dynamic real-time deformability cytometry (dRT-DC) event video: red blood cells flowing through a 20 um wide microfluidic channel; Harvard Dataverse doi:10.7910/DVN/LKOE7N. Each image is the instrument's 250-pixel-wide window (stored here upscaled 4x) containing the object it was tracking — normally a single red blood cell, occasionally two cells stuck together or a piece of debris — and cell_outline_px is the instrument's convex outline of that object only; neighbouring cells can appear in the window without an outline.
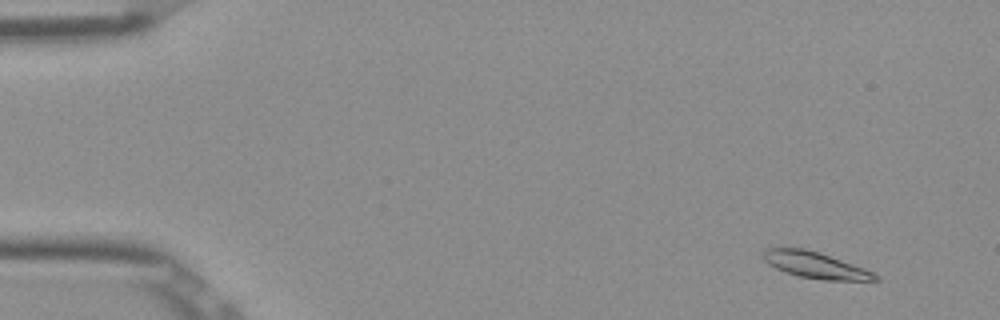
{"species": "Egyptian fruit bat (a non-hibernating species)", "species_latin": "Rousettus aegyptiacus", "temperature_condition": "room temperature", "stored_images_in_passage": 53, "camera_frame_rate_fps": 3000, "um_per_image_px": 0.085, "frame": {"image": 1, "passage_image": 4, "time_ms": 1.0, "image_size_px": [1000, 320], "cell_outline_px": [[880, 280], [824, 280], [800, 276], [776, 268], [768, 264], [764, 260], [764, 248], [804, 248], [864, 268], [880, 276]], "centroid_in_image_um": [69.3, 22.54], "position_along_channel_um": 15.7, "area_um2": 16.65}}
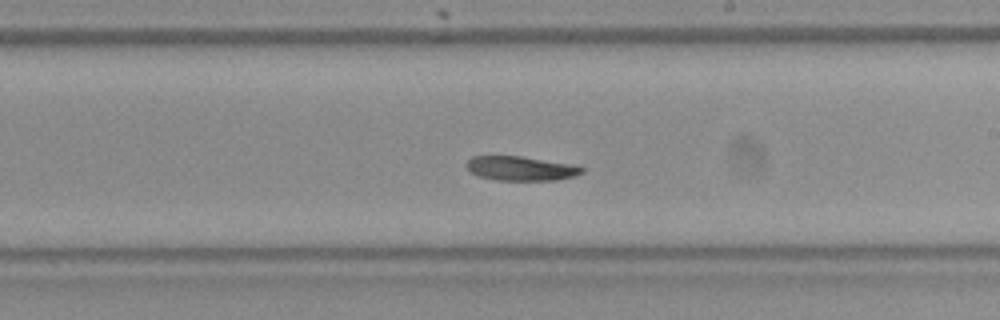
{"frame": {"image": 2, "passage_image": 31, "time_ms": 10.0, "image_size_px": [1000, 320], "cell_outline_px": [[584, 172], [572, 176], [556, 180], [496, 180], [480, 176], [472, 172], [468, 168], [468, 160], [472, 156], [520, 156], [580, 164], [584, 168]], "centroid_in_image_um": [44.37, 14.3], "position_along_channel_um": 244.6, "area_um2": 16.42}}
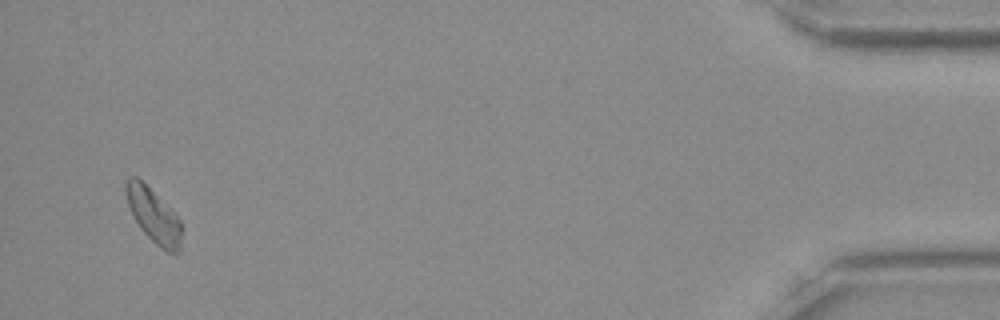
{"frame": {"image": 3, "passage_image": 51, "time_ms": 16.667, "image_size_px": [1000, 320], "cell_outline_px": [[180, 252], [168, 252], [160, 248], [140, 228], [128, 204], [124, 188], [124, 180], [128, 176], [136, 176], [180, 220]], "centroid_in_image_um": [13.0, 18.31], "position_along_channel_um": 422.2, "area_um2": 16.82}, "authors_computed_cell_mechanics": {"area_um2": 17.5712, "velocity_mm_per_s": 3.8501, "shape_relaxation_time_tau1_ms": 9.456, "shape_relaxation_time_tau2_ms": 2.2954, "deformation_change_tau1": 0.1678, "deformation_change_tau2": 0.0621}}